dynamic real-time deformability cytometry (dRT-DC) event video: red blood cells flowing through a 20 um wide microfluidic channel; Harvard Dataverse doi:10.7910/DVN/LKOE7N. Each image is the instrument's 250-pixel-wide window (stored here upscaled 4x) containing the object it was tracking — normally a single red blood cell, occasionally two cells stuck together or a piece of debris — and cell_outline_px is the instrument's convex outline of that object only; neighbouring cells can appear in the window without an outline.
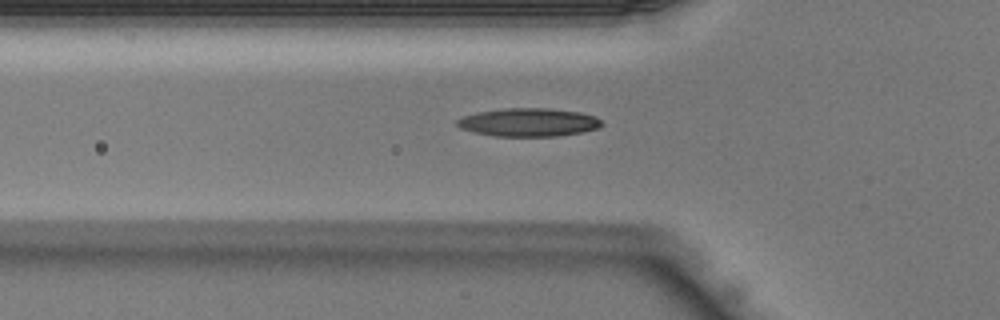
{"species": "Egyptian fruit bat (a non-hibernating species)", "species_latin": "Rousettus aegyptiacus", "temperature_condition": "warm", "stored_images_in_passage": 30, "camera_frame_rate_fps": 3000, "um_per_image_px": 0.085, "animal": {"sex": "male"}, "frame": {"image": 1, "passage_image": 5, "time_ms": 1.333, "image_size_px": [1000, 320], "cell_outline_px": [[604, 124], [600, 128], [580, 132], [556, 136], [496, 136], [472, 132], [460, 128], [456, 124], [456, 120], [464, 116], [480, 112], [504, 108], [548, 108], [580, 112], [596, 116]], "centroid_in_image_um": [44.95, 10.39], "position_along_channel_um": 80.9, "area_um2": 23.81}}
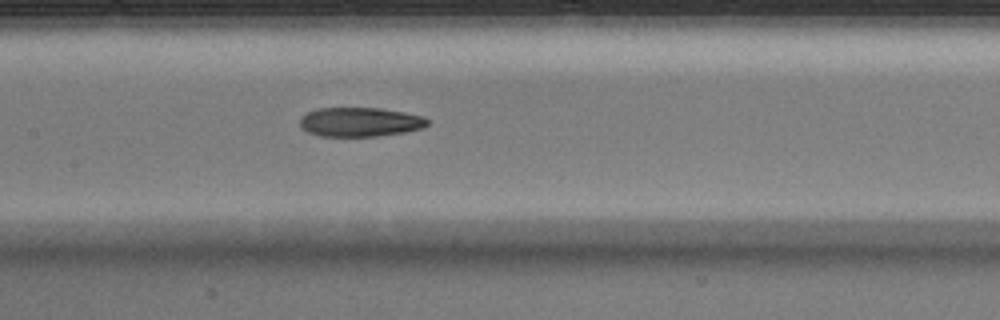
{"frame": {"image": 2, "passage_image": 11, "time_ms": 3.333, "image_size_px": [1000, 320], "cell_outline_px": [[428, 124], [424, 128], [404, 132], [380, 136], [320, 136], [308, 132], [300, 128], [300, 116], [316, 108], [380, 108], [404, 112], [424, 116], [428, 120]], "centroid_in_image_um": [30.59, 10.37], "position_along_channel_um": 176.8, "area_um2": 21.91}}
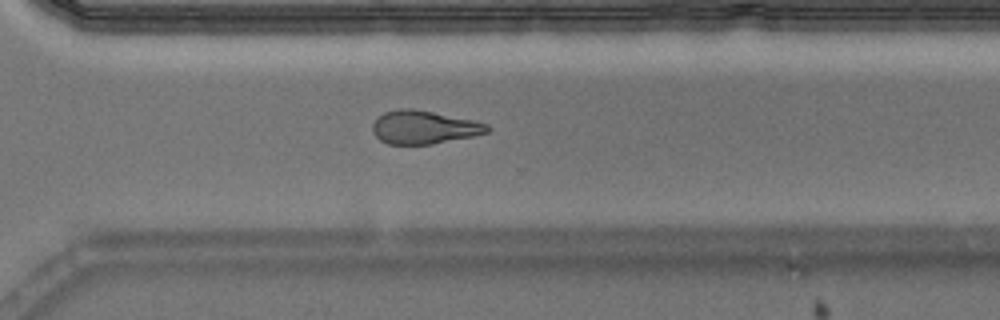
{"frame": {"image": 3, "passage_image": 21, "time_ms": 6.667, "image_size_px": [1000, 320], "cell_outline_px": [[492, 128], [488, 132], [472, 136], [432, 144], [388, 144], [380, 140], [372, 132], [372, 124], [384, 112], [400, 108], [412, 108], [472, 120], [488, 124]], "centroid_in_image_um": [36.02, 10.82], "position_along_channel_um": 334.6, "area_um2": 22.08}}